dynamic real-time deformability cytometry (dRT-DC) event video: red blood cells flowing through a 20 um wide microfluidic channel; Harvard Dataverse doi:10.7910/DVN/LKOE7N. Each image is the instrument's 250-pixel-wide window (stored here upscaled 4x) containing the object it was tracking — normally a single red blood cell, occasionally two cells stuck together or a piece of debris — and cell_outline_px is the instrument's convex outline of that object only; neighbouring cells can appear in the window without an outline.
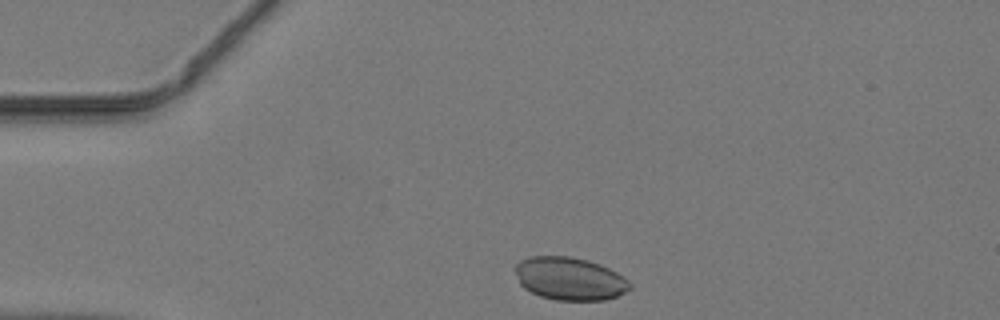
{"species": "common noctule bat (a hibernating species)", "species_latin": "Nyctalus noctula", "temperature_condition": "warm", "stored_images_in_passage": 37, "camera_frame_rate_fps": 3000, "um_per_image_px": 0.085, "animal": {"sex": "male", "body_mass_g": 19.2, "forearm_length_mm": 51.8}, "frame": {"image": 1, "passage_image": 1, "time_ms": 0.0, "image_size_px": [1000, 320], "cell_outline_px": [[632, 288], [616, 296], [604, 300], [556, 300], [540, 296], [524, 288], [520, 284], [512, 268], [520, 260], [532, 256], [568, 256], [588, 260], [600, 264], [624, 276], [632, 284]], "centroid_in_image_um": [48.41, 23.68], "position_along_channel_um": 36.6, "area_um2": 28.84}}
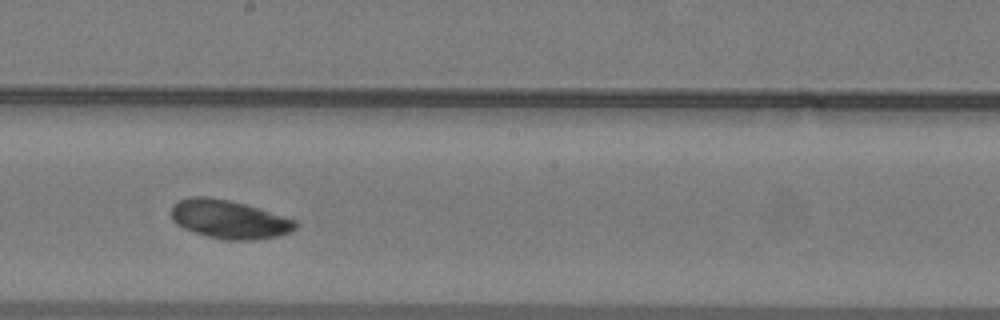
{"frame": {"image": 2, "passage_image": 17, "time_ms": 5.333, "image_size_px": [1000, 320], "cell_outline_px": [[296, 228], [292, 232], [276, 236], [256, 240], [224, 240], [208, 236], [184, 228], [176, 224], [172, 220], [172, 204], [180, 200], [192, 196], [204, 196], [228, 200], [260, 208], [296, 220]], "centroid_in_image_um": [19.48, 18.64], "position_along_channel_um": 228.7, "area_um2": 27.8}}
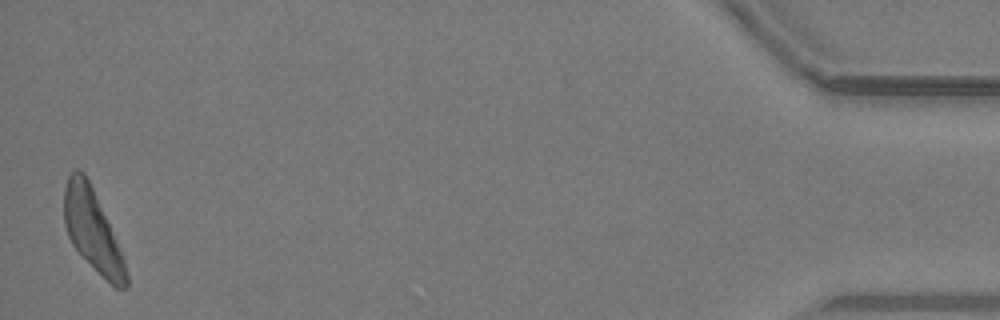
{"frame": {"image": 3, "passage_image": 37, "time_ms": 12.0, "image_size_px": [1000, 320], "cell_outline_px": [[128, 288], [116, 288], [72, 244], [68, 236], [64, 224], [64, 188], [68, 176], [76, 168], [84, 172], [92, 188], [124, 260], [128, 276]], "centroid_in_image_um": [7.83, 19.54], "position_along_channel_um": 427.4, "area_um2": 28.15}}